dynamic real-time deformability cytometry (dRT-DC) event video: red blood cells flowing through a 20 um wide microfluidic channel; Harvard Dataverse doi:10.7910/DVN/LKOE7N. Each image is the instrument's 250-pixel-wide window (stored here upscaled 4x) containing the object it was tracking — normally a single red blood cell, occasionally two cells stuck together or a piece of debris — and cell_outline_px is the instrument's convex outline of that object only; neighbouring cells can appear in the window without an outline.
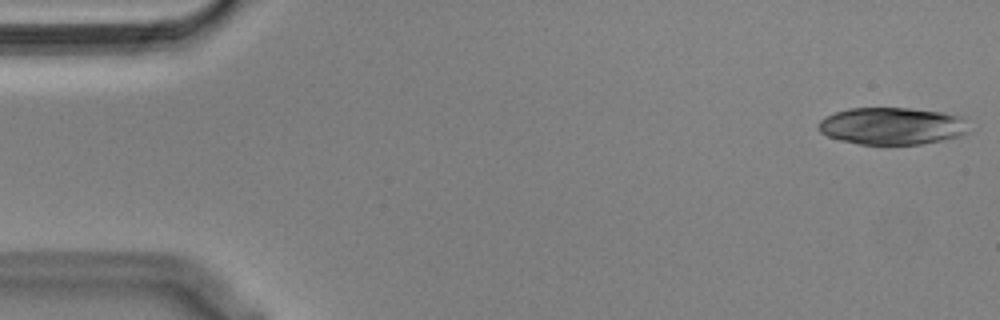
{"species": "Egyptian fruit bat (a non-hibernating species)", "species_latin": "Rousettus aegyptiacus", "temperature_condition": "cold", "stored_images_in_passage": 40, "camera_frame_rate_fps": 3000, "um_per_image_px": 0.085, "animal": {"sex": "male"}, "frame": {"image": 1, "passage_image": 1, "time_ms": 0.0, "image_size_px": [1000, 320], "cell_outline_px": [[964, 132], [956, 136], [940, 140], [920, 144], [860, 144], [840, 140], [828, 136], [820, 132], [820, 120], [824, 116], [848, 108], [908, 108], [940, 112], [960, 116]], "centroid_in_image_um": [75.69, 10.7], "position_along_channel_um": 9.3, "area_um2": 31.73}}
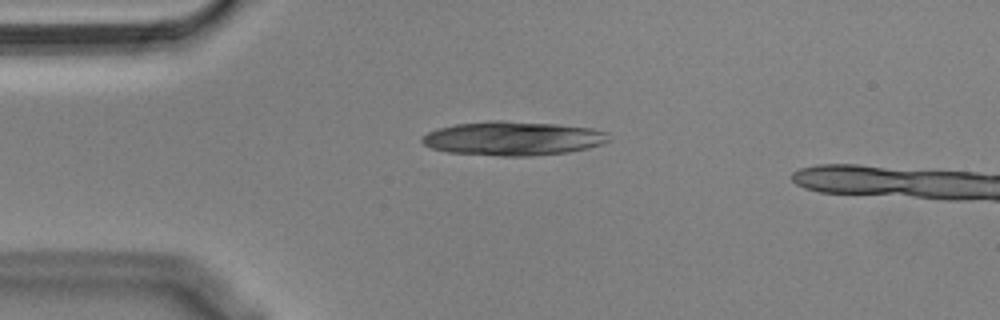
{"frame": {"image": 2, "passage_image": 12, "time_ms": 3.667, "image_size_px": [1000, 320], "cell_outline_px": [[612, 140], [588, 148], [568, 152], [532, 156], [500, 156], [448, 152], [432, 148], [424, 144], [420, 140], [428, 132], [440, 128], [456, 124], [488, 120], [500, 120], [556, 124], [592, 128], [608, 132]], "centroid_in_image_um": [43.64, 11.76], "position_along_channel_um": 41.4, "area_um2": 37.11}}